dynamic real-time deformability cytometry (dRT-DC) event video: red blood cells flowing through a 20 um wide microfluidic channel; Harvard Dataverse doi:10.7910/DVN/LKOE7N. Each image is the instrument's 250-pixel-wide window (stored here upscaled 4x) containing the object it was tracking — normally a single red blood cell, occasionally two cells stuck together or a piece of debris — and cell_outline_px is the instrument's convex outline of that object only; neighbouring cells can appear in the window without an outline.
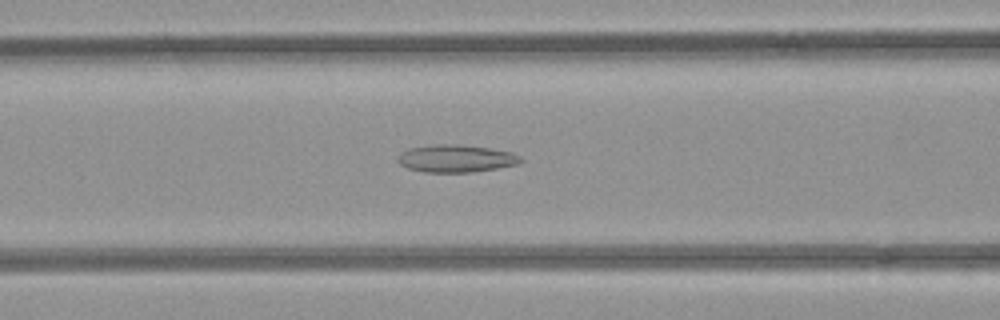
{"species": "common noctule bat (a hibernating species)", "species_latin": "Nyctalus noctula", "temperature_condition": "room temperature", "stored_images_in_passage": 44, "camera_frame_rate_fps": 3000, "um_per_image_px": 0.085, "animal": {"sex": "female", "body_mass_g": 21.9}, "frame": {"image": 1, "passage_image": 21, "time_ms": 6.667, "image_size_px": [1000, 320], "cell_outline_px": [[524, 160], [516, 164], [496, 168], [468, 172], [424, 172], [408, 168], [400, 164], [396, 160], [400, 152], [408, 148], [432, 144], [456, 144], [492, 148], [512, 152], [520, 156]], "centroid_in_image_um": [38.73, 13.46], "position_along_channel_um": 127.9, "area_um2": 19.77}}
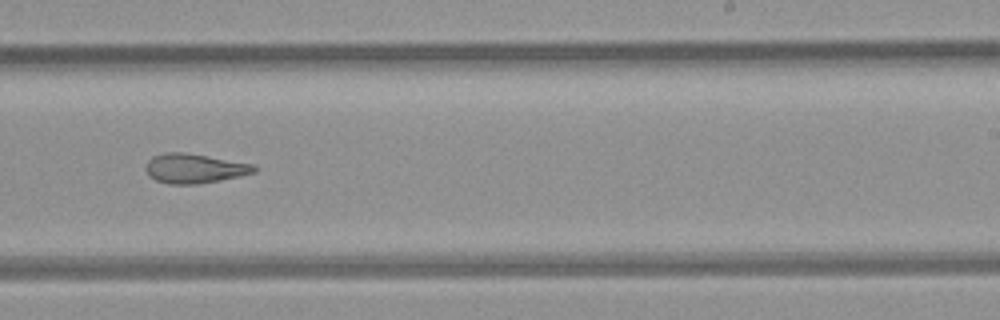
{"frame": {"image": 2, "passage_image": 32, "time_ms": 10.333, "image_size_px": [1000, 320], "cell_outline_px": [[256, 172], [240, 176], [220, 180], [196, 184], [168, 184], [156, 180], [148, 176], [144, 168], [148, 160], [152, 156], [168, 152], [184, 152], [252, 164], [256, 168]], "centroid_in_image_um": [16.47, 14.32], "position_along_channel_um": 272.5, "area_um2": 18.55}}
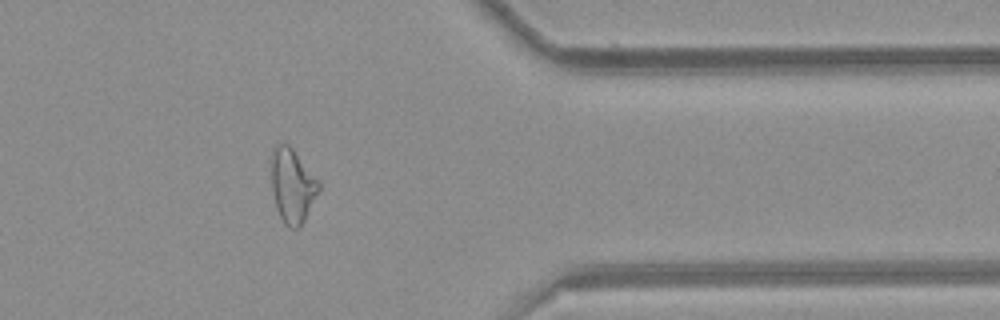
{"frame": {"image": 3, "passage_image": 42, "time_ms": 13.667, "image_size_px": [1000, 320], "cell_outline_px": [[320, 188], [300, 228], [292, 228], [284, 224], [276, 208], [272, 192], [272, 152], [276, 144], [288, 144], [292, 148], [320, 184]], "centroid_in_image_um": [24.83, 15.81], "position_along_channel_um": 386.6, "area_um2": 20.0}, "authors_computed_cell_mechanics": {"area_um2": 20.1144, "velocity_mm_per_s": 3.9521, "shape_relaxation_time_tau1_ms": null, "shape_relaxation_time_tau2_ms": 3.8074, "deformation_change_tau1": null, "deformation_change_tau2": 0.138}}